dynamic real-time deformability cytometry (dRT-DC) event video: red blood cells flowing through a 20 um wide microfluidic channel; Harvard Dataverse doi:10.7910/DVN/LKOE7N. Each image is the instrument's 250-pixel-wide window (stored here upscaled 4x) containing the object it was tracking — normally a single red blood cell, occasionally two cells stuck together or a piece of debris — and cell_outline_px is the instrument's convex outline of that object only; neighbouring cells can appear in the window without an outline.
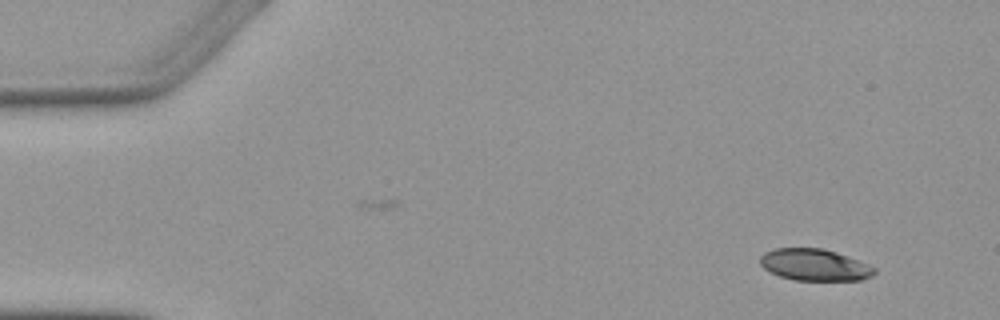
{"species": "Egyptian fruit bat (a non-hibernating species)", "species_latin": "Rousettus aegyptiacus", "temperature_condition": "warm", "stored_images_in_passage": 4, "camera_frame_rate_fps": 3000, "um_per_image_px": 0.085, "animal": {"sex": "female"}, "frame": {"image": 1, "passage_image": 1, "time_ms": 0.0, "image_size_px": [1000, 320], "cell_outline_px": [[876, 272], [872, 276], [860, 280], [792, 280], [780, 276], [764, 268], [760, 264], [760, 256], [764, 252], [776, 248], [820, 248], [836, 252], [868, 264], [876, 268]], "centroid_in_image_um": [69.24, 22.51], "position_along_channel_um": 15.8, "area_um2": 21.04}}
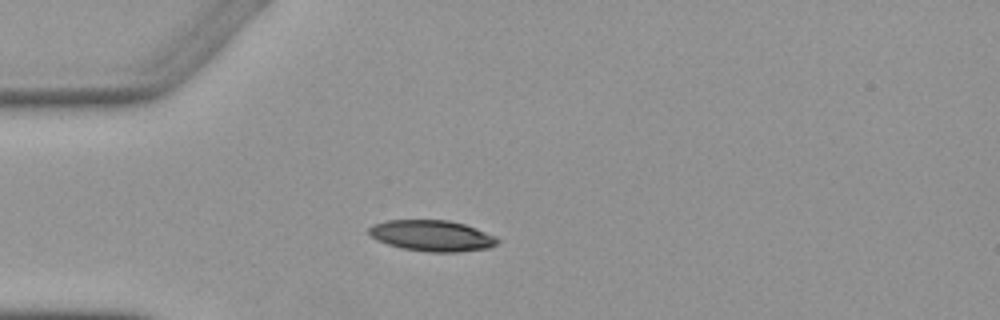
{"frame": {"image": 2, "passage_image": 3, "time_ms": 3.333, "image_size_px": [1000, 320], "cell_outline_px": [[500, 240], [496, 244], [488, 248], [460, 252], [428, 252], [404, 248], [388, 244], [376, 240], [368, 232], [368, 228], [372, 224], [388, 220], [448, 220], [464, 224], [476, 228], [496, 236]], "centroid_in_image_um": [36.72, 20.03], "position_along_channel_um": 48.3, "area_um2": 23.24}}